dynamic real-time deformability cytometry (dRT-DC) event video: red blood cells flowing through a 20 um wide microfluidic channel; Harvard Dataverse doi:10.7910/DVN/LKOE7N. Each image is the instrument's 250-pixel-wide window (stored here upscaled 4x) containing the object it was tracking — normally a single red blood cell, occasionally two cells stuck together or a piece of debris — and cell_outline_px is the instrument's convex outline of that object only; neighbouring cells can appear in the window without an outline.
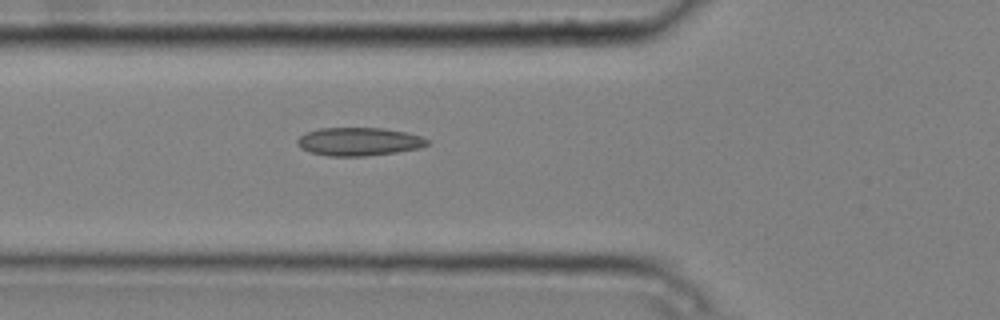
{"species": "common noctule bat (a hibernating species)", "species_latin": "Nyctalus noctula", "temperature_condition": "cold", "stored_images_in_passage": 2, "camera_frame_rate_fps": 3000, "um_per_image_px": 0.085, "animal": {"sex": "male", "body_mass_g": 20.4}, "frame": {"image": 1, "passage_image": 2, "time_ms": 0.333, "image_size_px": [1000, 320], "cell_outline_px": [[428, 144], [420, 148], [396, 152], [364, 156], [328, 156], [312, 152], [300, 148], [296, 144], [296, 140], [300, 136], [308, 132], [320, 128], [384, 128], [404, 132], [420, 136], [428, 140]], "centroid_in_image_um": [30.48, 12.04], "position_along_channel_um": 95.3, "area_um2": 21.21}}